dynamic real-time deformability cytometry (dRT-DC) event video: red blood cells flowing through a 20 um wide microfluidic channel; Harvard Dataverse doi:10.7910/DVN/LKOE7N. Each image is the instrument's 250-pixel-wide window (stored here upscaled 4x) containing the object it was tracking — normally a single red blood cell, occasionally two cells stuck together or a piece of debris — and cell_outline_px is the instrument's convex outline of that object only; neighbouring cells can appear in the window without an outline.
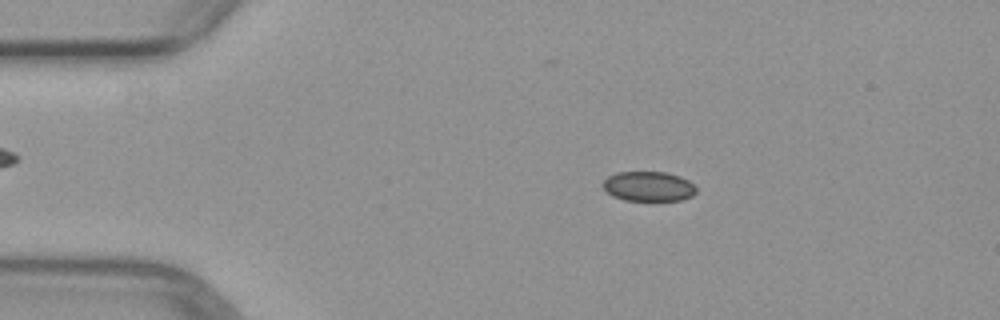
{"species": "common noctule bat (a hibernating species)", "species_latin": "Nyctalus noctula", "temperature_condition": "warm", "stored_images_in_passage": 4, "camera_frame_rate_fps": 3000, "um_per_image_px": 0.085, "animal": {"sex": "female", "body_mass_g": 29.2, "forearm_length_mm": 56.3}, "frame": {"image": 1, "passage_image": 2, "time_ms": 1.0, "image_size_px": [1000, 320], "cell_outline_px": [[696, 192], [692, 196], [680, 200], [624, 200], [612, 196], [600, 184], [608, 176], [616, 172], [668, 172], [680, 176], [688, 180], [696, 188]], "centroid_in_image_um": [55.1, 15.83], "position_along_channel_um": 29.9, "area_um2": 16.24}}
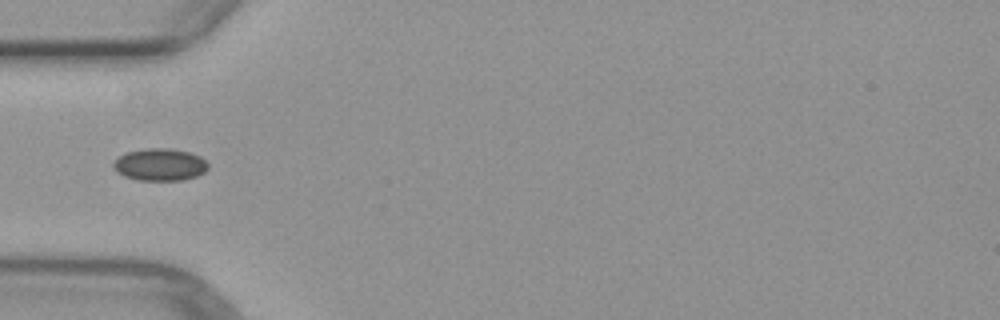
{"frame": {"image": 2, "passage_image": 4, "time_ms": 3.333, "image_size_px": [1000, 320], "cell_outline_px": [[208, 168], [204, 172], [196, 176], [184, 180], [136, 180], [124, 176], [116, 172], [112, 168], [112, 164], [124, 152], [144, 148], [172, 148], [192, 152], [200, 156], [208, 164]], "centroid_in_image_um": [13.58, 13.98], "position_along_channel_um": 71.4, "area_um2": 18.09}}